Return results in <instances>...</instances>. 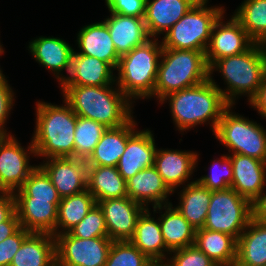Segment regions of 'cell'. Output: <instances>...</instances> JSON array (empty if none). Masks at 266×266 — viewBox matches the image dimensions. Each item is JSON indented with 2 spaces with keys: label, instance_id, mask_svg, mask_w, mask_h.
Returning a JSON list of instances; mask_svg holds the SVG:
<instances>
[{
  "label": "cell",
  "instance_id": "1",
  "mask_svg": "<svg viewBox=\"0 0 266 266\" xmlns=\"http://www.w3.org/2000/svg\"><path fill=\"white\" fill-rule=\"evenodd\" d=\"M211 77L205 82L172 92L161 99V104L167 100L170 102L173 121L179 131L189 130L210 120L212 132H215L223 112L230 104Z\"/></svg>",
  "mask_w": 266,
  "mask_h": 266
},
{
  "label": "cell",
  "instance_id": "2",
  "mask_svg": "<svg viewBox=\"0 0 266 266\" xmlns=\"http://www.w3.org/2000/svg\"><path fill=\"white\" fill-rule=\"evenodd\" d=\"M61 86L64 100L80 117L97 121L106 128H117L132 117V103L117 87ZM114 88V89H113Z\"/></svg>",
  "mask_w": 266,
  "mask_h": 266
},
{
  "label": "cell",
  "instance_id": "3",
  "mask_svg": "<svg viewBox=\"0 0 266 266\" xmlns=\"http://www.w3.org/2000/svg\"><path fill=\"white\" fill-rule=\"evenodd\" d=\"M58 106L46 102L36 104V127L32 144L37 156L74 158V132L77 115L69 104Z\"/></svg>",
  "mask_w": 266,
  "mask_h": 266
},
{
  "label": "cell",
  "instance_id": "4",
  "mask_svg": "<svg viewBox=\"0 0 266 266\" xmlns=\"http://www.w3.org/2000/svg\"><path fill=\"white\" fill-rule=\"evenodd\" d=\"M214 69L222 73L221 76L227 84L224 90L218 84L217 87L230 105L235 104L236 97L247 94L250 102L266 75V45L255 43L244 53L216 60L209 67V76Z\"/></svg>",
  "mask_w": 266,
  "mask_h": 266
},
{
  "label": "cell",
  "instance_id": "5",
  "mask_svg": "<svg viewBox=\"0 0 266 266\" xmlns=\"http://www.w3.org/2000/svg\"><path fill=\"white\" fill-rule=\"evenodd\" d=\"M157 41V38H151L120 56L115 85L131 102L135 98L154 97L158 64L163 50L162 43Z\"/></svg>",
  "mask_w": 266,
  "mask_h": 266
},
{
  "label": "cell",
  "instance_id": "6",
  "mask_svg": "<svg viewBox=\"0 0 266 266\" xmlns=\"http://www.w3.org/2000/svg\"><path fill=\"white\" fill-rule=\"evenodd\" d=\"M160 58L154 87V96L159 102L172 92L209 79V66L203 51L163 48Z\"/></svg>",
  "mask_w": 266,
  "mask_h": 266
},
{
  "label": "cell",
  "instance_id": "7",
  "mask_svg": "<svg viewBox=\"0 0 266 266\" xmlns=\"http://www.w3.org/2000/svg\"><path fill=\"white\" fill-rule=\"evenodd\" d=\"M199 0L162 39L163 48L206 51L214 23L225 13L222 7H207Z\"/></svg>",
  "mask_w": 266,
  "mask_h": 266
},
{
  "label": "cell",
  "instance_id": "8",
  "mask_svg": "<svg viewBox=\"0 0 266 266\" xmlns=\"http://www.w3.org/2000/svg\"><path fill=\"white\" fill-rule=\"evenodd\" d=\"M222 114L213 133L232 154H242L266 162V131L254 121L231 112Z\"/></svg>",
  "mask_w": 266,
  "mask_h": 266
},
{
  "label": "cell",
  "instance_id": "9",
  "mask_svg": "<svg viewBox=\"0 0 266 266\" xmlns=\"http://www.w3.org/2000/svg\"><path fill=\"white\" fill-rule=\"evenodd\" d=\"M253 218L252 202L231 187L211 191L204 227L239 239Z\"/></svg>",
  "mask_w": 266,
  "mask_h": 266
},
{
  "label": "cell",
  "instance_id": "10",
  "mask_svg": "<svg viewBox=\"0 0 266 266\" xmlns=\"http://www.w3.org/2000/svg\"><path fill=\"white\" fill-rule=\"evenodd\" d=\"M112 242L109 237L81 239L69 232L56 235V261L63 266H104Z\"/></svg>",
  "mask_w": 266,
  "mask_h": 266
},
{
  "label": "cell",
  "instance_id": "11",
  "mask_svg": "<svg viewBox=\"0 0 266 266\" xmlns=\"http://www.w3.org/2000/svg\"><path fill=\"white\" fill-rule=\"evenodd\" d=\"M17 141L10 134L0 144V191L2 193H14L20 189L31 172L37 167L36 165H29L28 154L36 156L32 141L27 148L28 150H25Z\"/></svg>",
  "mask_w": 266,
  "mask_h": 266
},
{
  "label": "cell",
  "instance_id": "12",
  "mask_svg": "<svg viewBox=\"0 0 266 266\" xmlns=\"http://www.w3.org/2000/svg\"><path fill=\"white\" fill-rule=\"evenodd\" d=\"M223 15L214 23L205 51V57L209 67L216 60L244 53L255 44L241 23L233 15L225 23L223 21Z\"/></svg>",
  "mask_w": 266,
  "mask_h": 266
},
{
  "label": "cell",
  "instance_id": "13",
  "mask_svg": "<svg viewBox=\"0 0 266 266\" xmlns=\"http://www.w3.org/2000/svg\"><path fill=\"white\" fill-rule=\"evenodd\" d=\"M97 204L103 212L108 237L112 241L130 240L134 235L139 217L147 209L128 196L106 199Z\"/></svg>",
  "mask_w": 266,
  "mask_h": 266
},
{
  "label": "cell",
  "instance_id": "14",
  "mask_svg": "<svg viewBox=\"0 0 266 266\" xmlns=\"http://www.w3.org/2000/svg\"><path fill=\"white\" fill-rule=\"evenodd\" d=\"M47 160L39 166L49 176L61 198L87 189L88 164L86 160L73 157Z\"/></svg>",
  "mask_w": 266,
  "mask_h": 266
},
{
  "label": "cell",
  "instance_id": "15",
  "mask_svg": "<svg viewBox=\"0 0 266 266\" xmlns=\"http://www.w3.org/2000/svg\"><path fill=\"white\" fill-rule=\"evenodd\" d=\"M60 201L15 197V211L21 227L30 232L50 233L55 237Z\"/></svg>",
  "mask_w": 266,
  "mask_h": 266
},
{
  "label": "cell",
  "instance_id": "16",
  "mask_svg": "<svg viewBox=\"0 0 266 266\" xmlns=\"http://www.w3.org/2000/svg\"><path fill=\"white\" fill-rule=\"evenodd\" d=\"M151 132L148 129L136 130L128 138L125 151L116 166L126 181L139 171L154 166L157 148Z\"/></svg>",
  "mask_w": 266,
  "mask_h": 266
},
{
  "label": "cell",
  "instance_id": "17",
  "mask_svg": "<svg viewBox=\"0 0 266 266\" xmlns=\"http://www.w3.org/2000/svg\"><path fill=\"white\" fill-rule=\"evenodd\" d=\"M232 161L231 188L253 202L264 190L266 162L242 154L229 155Z\"/></svg>",
  "mask_w": 266,
  "mask_h": 266
},
{
  "label": "cell",
  "instance_id": "18",
  "mask_svg": "<svg viewBox=\"0 0 266 266\" xmlns=\"http://www.w3.org/2000/svg\"><path fill=\"white\" fill-rule=\"evenodd\" d=\"M113 68L96 57L72 54L69 76L60 86H108L115 84Z\"/></svg>",
  "mask_w": 266,
  "mask_h": 266
},
{
  "label": "cell",
  "instance_id": "19",
  "mask_svg": "<svg viewBox=\"0 0 266 266\" xmlns=\"http://www.w3.org/2000/svg\"><path fill=\"white\" fill-rule=\"evenodd\" d=\"M198 162V155L192 151L157 149L154 167L168 188L174 192L189 180Z\"/></svg>",
  "mask_w": 266,
  "mask_h": 266
},
{
  "label": "cell",
  "instance_id": "20",
  "mask_svg": "<svg viewBox=\"0 0 266 266\" xmlns=\"http://www.w3.org/2000/svg\"><path fill=\"white\" fill-rule=\"evenodd\" d=\"M104 22L108 27L116 52L122 56L133 48L143 45L151 37L148 34L144 17L121 15L110 12Z\"/></svg>",
  "mask_w": 266,
  "mask_h": 266
},
{
  "label": "cell",
  "instance_id": "21",
  "mask_svg": "<svg viewBox=\"0 0 266 266\" xmlns=\"http://www.w3.org/2000/svg\"><path fill=\"white\" fill-rule=\"evenodd\" d=\"M199 0H146L144 21L152 38L164 34Z\"/></svg>",
  "mask_w": 266,
  "mask_h": 266
},
{
  "label": "cell",
  "instance_id": "22",
  "mask_svg": "<svg viewBox=\"0 0 266 266\" xmlns=\"http://www.w3.org/2000/svg\"><path fill=\"white\" fill-rule=\"evenodd\" d=\"M126 185L128 197L146 208L151 202L153 207L171 204L167 197L173 192L154 166L139 171L126 181Z\"/></svg>",
  "mask_w": 266,
  "mask_h": 266
},
{
  "label": "cell",
  "instance_id": "23",
  "mask_svg": "<svg viewBox=\"0 0 266 266\" xmlns=\"http://www.w3.org/2000/svg\"><path fill=\"white\" fill-rule=\"evenodd\" d=\"M77 44L80 52L75 53L96 57L108 63L113 70L117 69L120 56L104 21L83 26L78 33Z\"/></svg>",
  "mask_w": 266,
  "mask_h": 266
},
{
  "label": "cell",
  "instance_id": "24",
  "mask_svg": "<svg viewBox=\"0 0 266 266\" xmlns=\"http://www.w3.org/2000/svg\"><path fill=\"white\" fill-rule=\"evenodd\" d=\"M31 54L35 60L54 73L59 84L65 79L61 71L69 73L74 49L65 40L55 37H39L29 42ZM61 75V76H60Z\"/></svg>",
  "mask_w": 266,
  "mask_h": 266
},
{
  "label": "cell",
  "instance_id": "25",
  "mask_svg": "<svg viewBox=\"0 0 266 266\" xmlns=\"http://www.w3.org/2000/svg\"><path fill=\"white\" fill-rule=\"evenodd\" d=\"M135 122L132 117L123 126L107 128L93 153L86 160L88 166L116 167L125 151L128 138L135 132Z\"/></svg>",
  "mask_w": 266,
  "mask_h": 266
},
{
  "label": "cell",
  "instance_id": "26",
  "mask_svg": "<svg viewBox=\"0 0 266 266\" xmlns=\"http://www.w3.org/2000/svg\"><path fill=\"white\" fill-rule=\"evenodd\" d=\"M157 220L151 216L147 208L139 217L134 235L129 241L154 263H165L164 252L168 254L170 251L166 248L159 218Z\"/></svg>",
  "mask_w": 266,
  "mask_h": 266
},
{
  "label": "cell",
  "instance_id": "27",
  "mask_svg": "<svg viewBox=\"0 0 266 266\" xmlns=\"http://www.w3.org/2000/svg\"><path fill=\"white\" fill-rule=\"evenodd\" d=\"M171 204L155 206L153 211L165 209L159 217L161 233L166 248L170 251L195 244L196 229Z\"/></svg>",
  "mask_w": 266,
  "mask_h": 266
},
{
  "label": "cell",
  "instance_id": "28",
  "mask_svg": "<svg viewBox=\"0 0 266 266\" xmlns=\"http://www.w3.org/2000/svg\"><path fill=\"white\" fill-rule=\"evenodd\" d=\"M55 261V237L32 232L15 253L10 266H51Z\"/></svg>",
  "mask_w": 266,
  "mask_h": 266
},
{
  "label": "cell",
  "instance_id": "29",
  "mask_svg": "<svg viewBox=\"0 0 266 266\" xmlns=\"http://www.w3.org/2000/svg\"><path fill=\"white\" fill-rule=\"evenodd\" d=\"M235 266H266V223L250 220L237 240Z\"/></svg>",
  "mask_w": 266,
  "mask_h": 266
},
{
  "label": "cell",
  "instance_id": "30",
  "mask_svg": "<svg viewBox=\"0 0 266 266\" xmlns=\"http://www.w3.org/2000/svg\"><path fill=\"white\" fill-rule=\"evenodd\" d=\"M195 245L218 266H235L237 258L235 237L200 228L196 230Z\"/></svg>",
  "mask_w": 266,
  "mask_h": 266
},
{
  "label": "cell",
  "instance_id": "31",
  "mask_svg": "<svg viewBox=\"0 0 266 266\" xmlns=\"http://www.w3.org/2000/svg\"><path fill=\"white\" fill-rule=\"evenodd\" d=\"M87 189L96 203L128 196L126 180L112 166H88Z\"/></svg>",
  "mask_w": 266,
  "mask_h": 266
},
{
  "label": "cell",
  "instance_id": "32",
  "mask_svg": "<svg viewBox=\"0 0 266 266\" xmlns=\"http://www.w3.org/2000/svg\"><path fill=\"white\" fill-rule=\"evenodd\" d=\"M185 186L180 191V205L175 208L196 230L203 228L211 201V190L196 180Z\"/></svg>",
  "mask_w": 266,
  "mask_h": 266
},
{
  "label": "cell",
  "instance_id": "33",
  "mask_svg": "<svg viewBox=\"0 0 266 266\" xmlns=\"http://www.w3.org/2000/svg\"><path fill=\"white\" fill-rule=\"evenodd\" d=\"M96 204L94 196L88 191V189L80 193L61 198L58 205V218L55 227V236L69 232ZM59 228L60 230H63L60 231Z\"/></svg>",
  "mask_w": 266,
  "mask_h": 266
},
{
  "label": "cell",
  "instance_id": "34",
  "mask_svg": "<svg viewBox=\"0 0 266 266\" xmlns=\"http://www.w3.org/2000/svg\"><path fill=\"white\" fill-rule=\"evenodd\" d=\"M234 13L250 38L266 45V0H244Z\"/></svg>",
  "mask_w": 266,
  "mask_h": 266
},
{
  "label": "cell",
  "instance_id": "35",
  "mask_svg": "<svg viewBox=\"0 0 266 266\" xmlns=\"http://www.w3.org/2000/svg\"><path fill=\"white\" fill-rule=\"evenodd\" d=\"M106 129L97 121L77 116L74 132V158L87 160Z\"/></svg>",
  "mask_w": 266,
  "mask_h": 266
},
{
  "label": "cell",
  "instance_id": "36",
  "mask_svg": "<svg viewBox=\"0 0 266 266\" xmlns=\"http://www.w3.org/2000/svg\"><path fill=\"white\" fill-rule=\"evenodd\" d=\"M13 194L14 197H33V200H61L49 176L39 165Z\"/></svg>",
  "mask_w": 266,
  "mask_h": 266
},
{
  "label": "cell",
  "instance_id": "37",
  "mask_svg": "<svg viewBox=\"0 0 266 266\" xmlns=\"http://www.w3.org/2000/svg\"><path fill=\"white\" fill-rule=\"evenodd\" d=\"M154 264L129 240L113 241L104 266H151Z\"/></svg>",
  "mask_w": 266,
  "mask_h": 266
},
{
  "label": "cell",
  "instance_id": "38",
  "mask_svg": "<svg viewBox=\"0 0 266 266\" xmlns=\"http://www.w3.org/2000/svg\"><path fill=\"white\" fill-rule=\"evenodd\" d=\"M210 169L211 173L209 175H204L200 179L196 180L199 184L211 191L224 190L231 186L233 168L229 154L221 156V159L216 161L214 160Z\"/></svg>",
  "mask_w": 266,
  "mask_h": 266
},
{
  "label": "cell",
  "instance_id": "39",
  "mask_svg": "<svg viewBox=\"0 0 266 266\" xmlns=\"http://www.w3.org/2000/svg\"><path fill=\"white\" fill-rule=\"evenodd\" d=\"M69 233L81 239L108 237L105 218L99 205L96 204L88 214Z\"/></svg>",
  "mask_w": 266,
  "mask_h": 266
},
{
  "label": "cell",
  "instance_id": "40",
  "mask_svg": "<svg viewBox=\"0 0 266 266\" xmlns=\"http://www.w3.org/2000/svg\"><path fill=\"white\" fill-rule=\"evenodd\" d=\"M171 252L174 254L165 261L167 266H218L195 244Z\"/></svg>",
  "mask_w": 266,
  "mask_h": 266
},
{
  "label": "cell",
  "instance_id": "41",
  "mask_svg": "<svg viewBox=\"0 0 266 266\" xmlns=\"http://www.w3.org/2000/svg\"><path fill=\"white\" fill-rule=\"evenodd\" d=\"M31 233L21 227L15 234L0 242V266H10L15 253Z\"/></svg>",
  "mask_w": 266,
  "mask_h": 266
},
{
  "label": "cell",
  "instance_id": "42",
  "mask_svg": "<svg viewBox=\"0 0 266 266\" xmlns=\"http://www.w3.org/2000/svg\"><path fill=\"white\" fill-rule=\"evenodd\" d=\"M108 10L121 15L144 17L146 0H105Z\"/></svg>",
  "mask_w": 266,
  "mask_h": 266
},
{
  "label": "cell",
  "instance_id": "43",
  "mask_svg": "<svg viewBox=\"0 0 266 266\" xmlns=\"http://www.w3.org/2000/svg\"><path fill=\"white\" fill-rule=\"evenodd\" d=\"M14 93L6 78L0 82V127L5 129V123L14 106Z\"/></svg>",
  "mask_w": 266,
  "mask_h": 266
},
{
  "label": "cell",
  "instance_id": "44",
  "mask_svg": "<svg viewBox=\"0 0 266 266\" xmlns=\"http://www.w3.org/2000/svg\"><path fill=\"white\" fill-rule=\"evenodd\" d=\"M15 212V197L13 193L0 194V223L6 221Z\"/></svg>",
  "mask_w": 266,
  "mask_h": 266
},
{
  "label": "cell",
  "instance_id": "45",
  "mask_svg": "<svg viewBox=\"0 0 266 266\" xmlns=\"http://www.w3.org/2000/svg\"><path fill=\"white\" fill-rule=\"evenodd\" d=\"M21 228L16 211L4 222L0 223V242L15 234Z\"/></svg>",
  "mask_w": 266,
  "mask_h": 266
},
{
  "label": "cell",
  "instance_id": "46",
  "mask_svg": "<svg viewBox=\"0 0 266 266\" xmlns=\"http://www.w3.org/2000/svg\"><path fill=\"white\" fill-rule=\"evenodd\" d=\"M251 107L258 110L261 117L266 118V75L258 89L257 94L250 100Z\"/></svg>",
  "mask_w": 266,
  "mask_h": 266
},
{
  "label": "cell",
  "instance_id": "47",
  "mask_svg": "<svg viewBox=\"0 0 266 266\" xmlns=\"http://www.w3.org/2000/svg\"><path fill=\"white\" fill-rule=\"evenodd\" d=\"M253 218L266 223V193L264 191L252 202Z\"/></svg>",
  "mask_w": 266,
  "mask_h": 266
},
{
  "label": "cell",
  "instance_id": "48",
  "mask_svg": "<svg viewBox=\"0 0 266 266\" xmlns=\"http://www.w3.org/2000/svg\"><path fill=\"white\" fill-rule=\"evenodd\" d=\"M6 129H2L0 127V144L4 141V139L9 135V133H6Z\"/></svg>",
  "mask_w": 266,
  "mask_h": 266
},
{
  "label": "cell",
  "instance_id": "49",
  "mask_svg": "<svg viewBox=\"0 0 266 266\" xmlns=\"http://www.w3.org/2000/svg\"><path fill=\"white\" fill-rule=\"evenodd\" d=\"M5 79V75L2 73V70L0 69V82Z\"/></svg>",
  "mask_w": 266,
  "mask_h": 266
},
{
  "label": "cell",
  "instance_id": "50",
  "mask_svg": "<svg viewBox=\"0 0 266 266\" xmlns=\"http://www.w3.org/2000/svg\"><path fill=\"white\" fill-rule=\"evenodd\" d=\"M151 266H167L165 263H154Z\"/></svg>",
  "mask_w": 266,
  "mask_h": 266
},
{
  "label": "cell",
  "instance_id": "51",
  "mask_svg": "<svg viewBox=\"0 0 266 266\" xmlns=\"http://www.w3.org/2000/svg\"><path fill=\"white\" fill-rule=\"evenodd\" d=\"M51 266H63V265H61L57 261H55Z\"/></svg>",
  "mask_w": 266,
  "mask_h": 266
},
{
  "label": "cell",
  "instance_id": "52",
  "mask_svg": "<svg viewBox=\"0 0 266 266\" xmlns=\"http://www.w3.org/2000/svg\"><path fill=\"white\" fill-rule=\"evenodd\" d=\"M4 50L2 48V45H0V55L3 54Z\"/></svg>",
  "mask_w": 266,
  "mask_h": 266
}]
</instances>
